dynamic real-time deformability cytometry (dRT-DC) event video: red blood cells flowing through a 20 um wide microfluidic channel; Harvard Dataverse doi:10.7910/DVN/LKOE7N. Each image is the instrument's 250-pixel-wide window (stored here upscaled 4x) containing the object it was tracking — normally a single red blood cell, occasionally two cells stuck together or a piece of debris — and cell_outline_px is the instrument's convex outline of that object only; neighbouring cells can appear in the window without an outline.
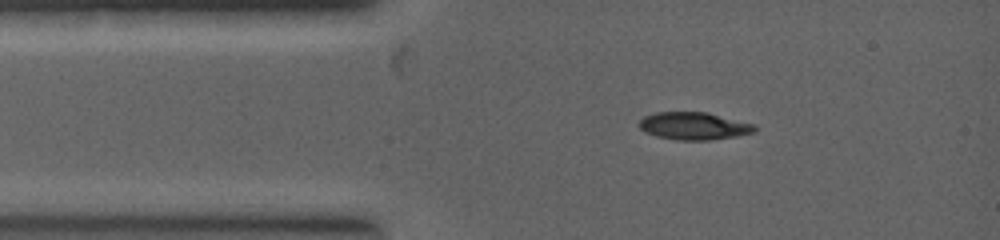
{"species": "common noctule bat (a hibernating species)", "species_latin": "Nyctalus noctula", "temperature_condition": "warm", "stored_images_in_passage": 2, "camera_frame_rate_fps": 5000, "um_per_image_px": 0.085, "animal": {"sex": "female", "body_mass_g": 19.0, "forearm_length_mm": 53.3}, "frame": {"image": 1, "passage_image": 1, "time_ms": 0.0, "image_size_px": [1000, 240], "cell_outline_px": [[756, 132], [736, 136], [708, 140], [676, 140], [656, 136], [644, 132], [636, 124], [644, 116], [656, 112], [708, 112], [756, 124]], "centroid_in_image_um": [58.98, 10.7], "position_along_channel_um": 26.0, "area_um2": 18.79}}